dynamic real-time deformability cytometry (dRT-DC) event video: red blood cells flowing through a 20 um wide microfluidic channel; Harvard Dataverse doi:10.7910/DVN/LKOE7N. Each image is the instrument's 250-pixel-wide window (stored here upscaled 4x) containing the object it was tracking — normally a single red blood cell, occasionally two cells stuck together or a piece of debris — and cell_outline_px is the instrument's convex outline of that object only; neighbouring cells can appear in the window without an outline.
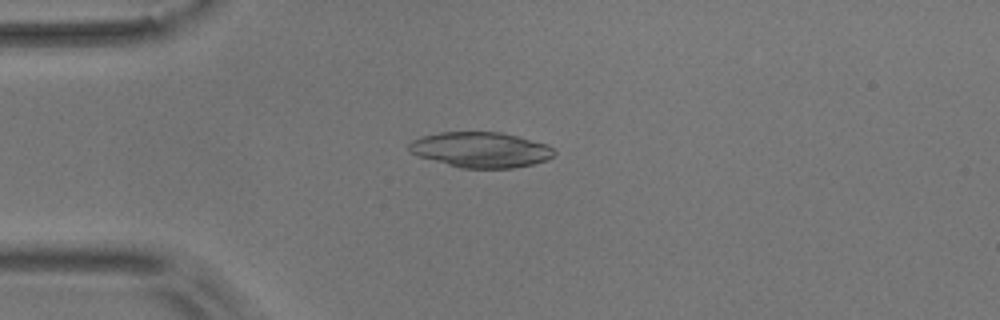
{"species": "common noctule bat (a hibernating species)", "species_latin": "Nyctalus noctula", "temperature_condition": "room temperature", "stored_images_in_passage": 5, "camera_frame_rate_fps": 3000, "um_per_image_px": 0.085, "animal": {"sex": "male", "body_mass_g": 17.9}, "frame": {"image": 1, "passage_image": 3, "time_ms": 3.667, "image_size_px": [1000, 320], "cell_outline_px": [[556, 152], [548, 160], [532, 164], [512, 168], [460, 168], [416, 156], [408, 152], [408, 144], [412, 140], [420, 136], [440, 132], [500, 132], [548, 144]], "centroid_in_image_um": [40.81, 12.73], "position_along_channel_um": 44.2, "area_um2": 30.17}}
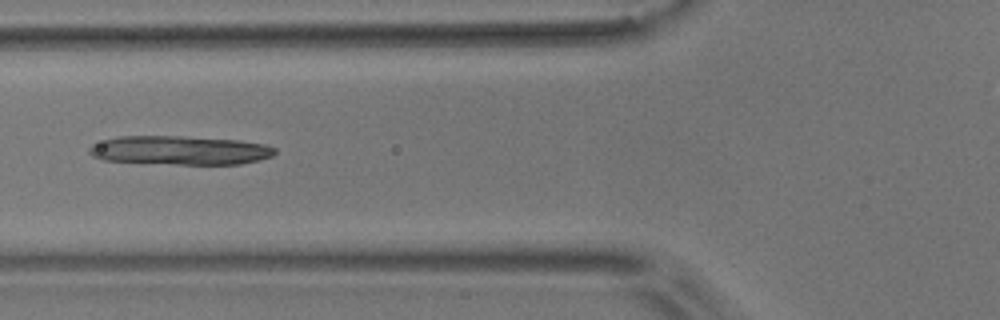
{"frame": {"image": 2, "passage_image": 5, "time_ms": 6.0, "image_size_px": [1000, 320], "cell_outline_px": [[276, 152], [272, 156], [260, 160], [240, 164], [176, 164], [104, 160], [92, 156], [88, 152], [88, 148], [92, 144], [116, 136], [184, 136], [240, 140], [264, 144], [276, 148]], "centroid_in_image_um": [15.3, 12.77], "position_along_channel_um": 110.5, "area_um2": 31.39}}